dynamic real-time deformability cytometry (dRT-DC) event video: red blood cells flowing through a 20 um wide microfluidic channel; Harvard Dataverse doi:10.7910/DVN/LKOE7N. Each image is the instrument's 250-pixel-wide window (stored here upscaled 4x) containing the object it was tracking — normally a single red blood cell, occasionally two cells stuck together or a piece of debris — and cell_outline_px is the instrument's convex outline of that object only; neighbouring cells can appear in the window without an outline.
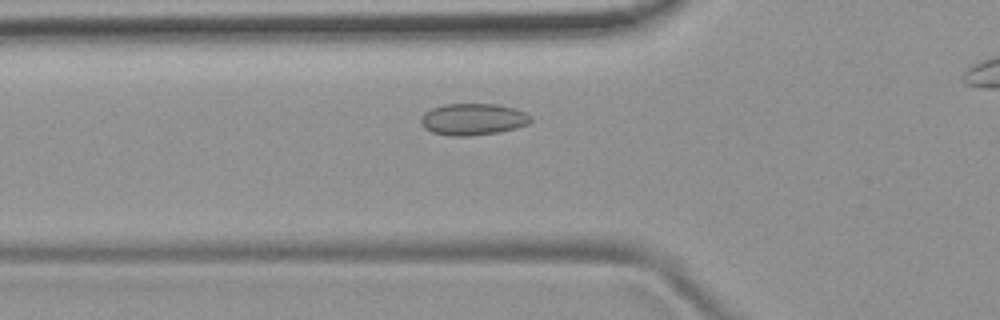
{"species": "common noctule bat (a hibernating species)", "species_latin": "Nyctalus noctula", "temperature_condition": "room temperature", "stored_images_in_passage": 40, "camera_frame_rate_fps": 3000, "um_per_image_px": 0.085, "animal": {"sex": "female", "body_mass_g": 19.9}, "frame": {"image": 1, "passage_image": 12, "time_ms": 3.667, "image_size_px": [1000, 320], "cell_outline_px": [[532, 120], [528, 124], [516, 128], [496, 132], [468, 136], [448, 136], [432, 132], [424, 128], [420, 120], [424, 112], [432, 108], [444, 104], [496, 104], [512, 108], [524, 112], [532, 116]], "centroid_in_image_um": [40.18, 10.14], "position_along_channel_um": 85.6, "area_um2": 20.23}}
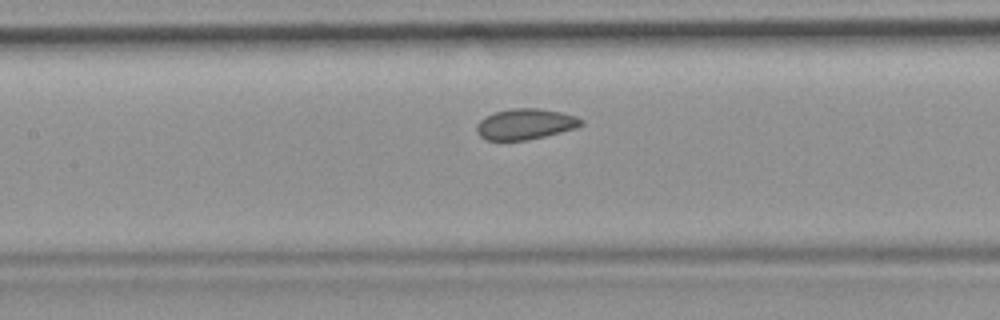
{"frame": {"image": 2, "passage_image": 18, "time_ms": 5.667, "image_size_px": [1000, 320], "cell_outline_px": [[584, 124], [576, 128], [528, 140], [488, 140], [480, 136], [476, 128], [476, 124], [484, 116], [492, 112], [512, 108], [540, 108], [560, 112], [576, 116], [584, 120]], "centroid_in_image_um": [44.65, 10.53], "position_along_channel_um": 162.8, "area_um2": 18.84}}
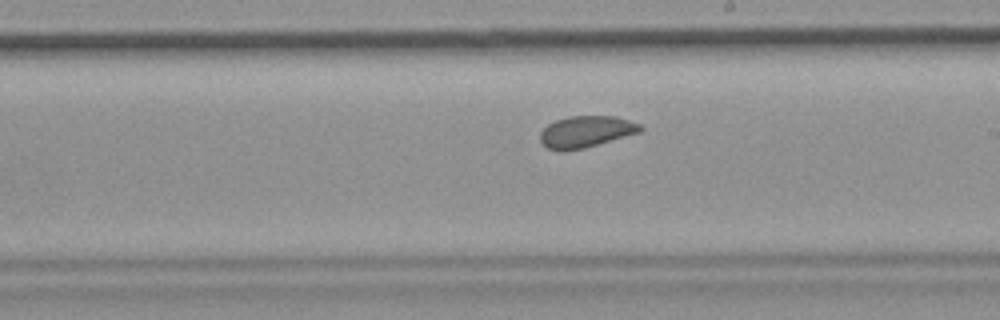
{"frame": {"image": 3, "passage_image": 24, "time_ms": 7.667, "image_size_px": [1000, 320], "cell_outline_px": [[644, 128], [640, 132], [584, 148], [564, 152], [548, 148], [540, 140], [540, 132], [548, 124], [556, 120], [568, 116], [616, 116], [640, 124]], "centroid_in_image_um": [49.8, 11.19], "position_along_channel_um": 239.2, "area_um2": 18.38}, "authors_computed_cell_mechanics": {"area_um2": 19.0162, "velocity_mm_per_s": 3.8481, "shape_relaxation_time_tau1_ms": null, "shape_relaxation_time_tau2_ms": 1.2248, "deformation_change_tau1": null, "deformation_change_tau2": 0.0646}}